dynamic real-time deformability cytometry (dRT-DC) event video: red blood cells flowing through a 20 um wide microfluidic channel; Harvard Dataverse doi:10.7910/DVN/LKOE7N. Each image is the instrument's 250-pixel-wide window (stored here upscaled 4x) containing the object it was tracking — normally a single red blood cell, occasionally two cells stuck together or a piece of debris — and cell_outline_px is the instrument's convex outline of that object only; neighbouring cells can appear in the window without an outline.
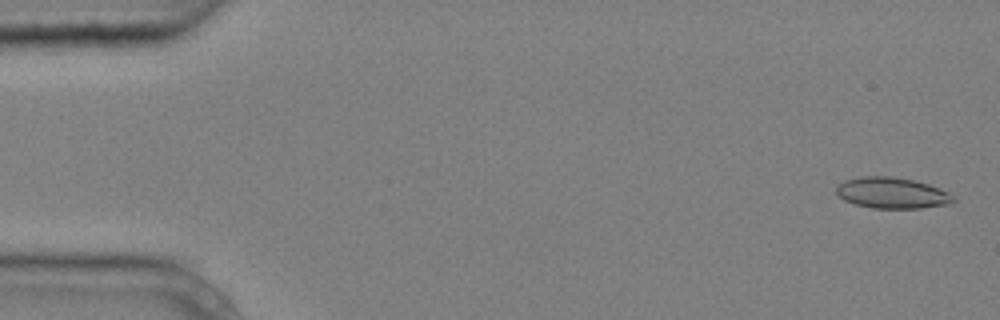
{"species": "common noctule bat (a hibernating species)", "species_latin": "Nyctalus noctula", "temperature_condition": "cold", "stored_images_in_passage": 5, "camera_frame_rate_fps": 3000, "um_per_image_px": 0.085, "animal": {"sex": "male", "body_mass_g": 20.4}, "frame": {"image": 1, "passage_image": 1, "time_ms": 0.0, "image_size_px": [1000, 320], "cell_outline_px": [[956, 200], [952, 204], [920, 208], [872, 208], [856, 204], [844, 200], [836, 192], [836, 184], [844, 180], [864, 176], [888, 176], [916, 180], [928, 184], [948, 192]], "centroid_in_image_um": [75.82, 16.4], "position_along_channel_um": 9.2, "area_um2": 21.21}}
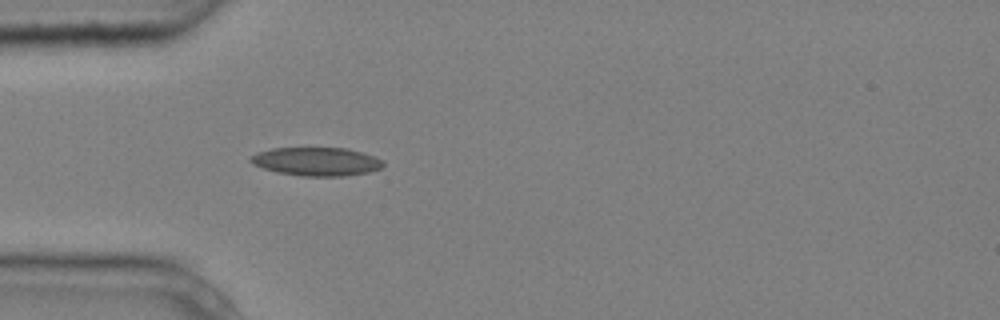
{"frame": {"image": 2, "passage_image": 5, "time_ms": 1.333, "image_size_px": [1000, 320], "cell_outline_px": [[384, 164], [380, 168], [368, 172], [344, 176], [300, 176], [276, 172], [252, 164], [248, 160], [248, 156], [256, 152], [272, 148], [344, 148], [360, 152], [384, 160]], "centroid_in_image_um": [26.83, 13.73], "position_along_channel_um": 58.2, "area_um2": 22.02}}